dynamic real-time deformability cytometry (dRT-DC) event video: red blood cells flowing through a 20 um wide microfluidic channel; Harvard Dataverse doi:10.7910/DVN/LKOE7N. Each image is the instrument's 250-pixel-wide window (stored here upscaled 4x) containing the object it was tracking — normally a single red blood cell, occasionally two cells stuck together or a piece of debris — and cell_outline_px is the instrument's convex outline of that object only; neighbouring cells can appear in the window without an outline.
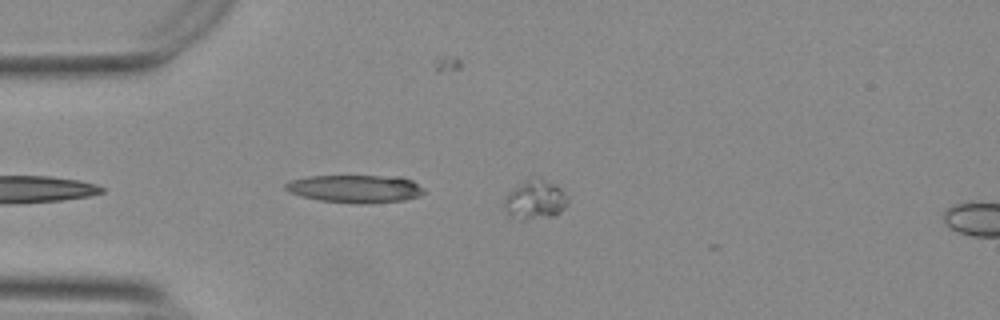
{"species": "Egyptian fruit bat (a non-hibernating species)", "species_latin": "Rousettus aegyptiacus", "temperature_condition": "warm", "stored_images_in_passage": 6, "segment_of_instrument_passage": [1, 2], "camera_frame_rate_fps": 3000, "um_per_image_px": 0.085, "animal": {"sex": "female"}, "frame": {"image": 1, "passage_image": 3, "time_ms": 0.667, "image_size_px": [1000, 320], "cell_outline_px": [[564, 208], [560, 212], [552, 216], [524, 220], [520, 220], [508, 212], [504, 204], [504, 200], [516, 188], [528, 180], [540, 180], [552, 184], [560, 188], [564, 200]], "centroid_in_image_um": [45.46, 17.04], "position_along_channel_um": 39.5, "area_um2": 13.12}}